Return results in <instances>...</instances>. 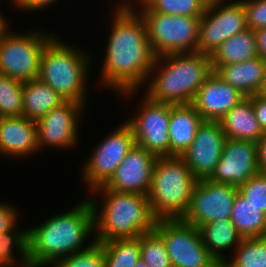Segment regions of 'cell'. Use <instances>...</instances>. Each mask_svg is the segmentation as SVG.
Segmentation results:
<instances>
[{"label":"cell","mask_w":266,"mask_h":267,"mask_svg":"<svg viewBox=\"0 0 266 267\" xmlns=\"http://www.w3.org/2000/svg\"><path fill=\"white\" fill-rule=\"evenodd\" d=\"M114 10L100 82L127 98L147 82L156 56L146 23L136 8Z\"/></svg>","instance_id":"6da1fadb"},{"label":"cell","mask_w":266,"mask_h":267,"mask_svg":"<svg viewBox=\"0 0 266 267\" xmlns=\"http://www.w3.org/2000/svg\"><path fill=\"white\" fill-rule=\"evenodd\" d=\"M94 232V213L89 198L69 211L53 215L38 227L27 229L30 267H47L58 259L89 248L85 244Z\"/></svg>","instance_id":"7a4b0ae2"},{"label":"cell","mask_w":266,"mask_h":267,"mask_svg":"<svg viewBox=\"0 0 266 267\" xmlns=\"http://www.w3.org/2000/svg\"><path fill=\"white\" fill-rule=\"evenodd\" d=\"M92 192L103 197L101 208L94 197H89L94 213L95 242L138 238L155 230L158 218L147 195L109 190L104 186Z\"/></svg>","instance_id":"3957f363"},{"label":"cell","mask_w":266,"mask_h":267,"mask_svg":"<svg viewBox=\"0 0 266 267\" xmlns=\"http://www.w3.org/2000/svg\"><path fill=\"white\" fill-rule=\"evenodd\" d=\"M212 72L210 55L205 53L156 57L148 75L150 82L144 88L145 94L155 101L171 105L189 104Z\"/></svg>","instance_id":"277c9868"},{"label":"cell","mask_w":266,"mask_h":267,"mask_svg":"<svg viewBox=\"0 0 266 267\" xmlns=\"http://www.w3.org/2000/svg\"><path fill=\"white\" fill-rule=\"evenodd\" d=\"M64 42L55 36L46 45L40 59L38 78L55 90L64 101L86 106L90 58L84 50Z\"/></svg>","instance_id":"5b68a950"},{"label":"cell","mask_w":266,"mask_h":267,"mask_svg":"<svg viewBox=\"0 0 266 267\" xmlns=\"http://www.w3.org/2000/svg\"><path fill=\"white\" fill-rule=\"evenodd\" d=\"M198 180L181 156L158 157L148 193L158 219H182L187 213Z\"/></svg>","instance_id":"8992f818"},{"label":"cell","mask_w":266,"mask_h":267,"mask_svg":"<svg viewBox=\"0 0 266 267\" xmlns=\"http://www.w3.org/2000/svg\"><path fill=\"white\" fill-rule=\"evenodd\" d=\"M138 8L156 57L197 52L201 17L158 13L151 11L144 3Z\"/></svg>","instance_id":"52a82bcc"},{"label":"cell","mask_w":266,"mask_h":267,"mask_svg":"<svg viewBox=\"0 0 266 267\" xmlns=\"http://www.w3.org/2000/svg\"><path fill=\"white\" fill-rule=\"evenodd\" d=\"M54 37L38 30H10L0 39V73L23 82L37 79L43 50Z\"/></svg>","instance_id":"ba28073f"},{"label":"cell","mask_w":266,"mask_h":267,"mask_svg":"<svg viewBox=\"0 0 266 267\" xmlns=\"http://www.w3.org/2000/svg\"><path fill=\"white\" fill-rule=\"evenodd\" d=\"M209 0L201 16L197 52L211 55L226 39L246 30V12L239 0Z\"/></svg>","instance_id":"9c48e42d"},{"label":"cell","mask_w":266,"mask_h":267,"mask_svg":"<svg viewBox=\"0 0 266 267\" xmlns=\"http://www.w3.org/2000/svg\"><path fill=\"white\" fill-rule=\"evenodd\" d=\"M135 144L132 129L126 122L101 139L82 168V177L88 184L89 191L104 186L109 181Z\"/></svg>","instance_id":"30bf717a"},{"label":"cell","mask_w":266,"mask_h":267,"mask_svg":"<svg viewBox=\"0 0 266 267\" xmlns=\"http://www.w3.org/2000/svg\"><path fill=\"white\" fill-rule=\"evenodd\" d=\"M155 231L166 245L172 267H203L214 260L199 229L182 219H158Z\"/></svg>","instance_id":"8fae6325"},{"label":"cell","mask_w":266,"mask_h":267,"mask_svg":"<svg viewBox=\"0 0 266 267\" xmlns=\"http://www.w3.org/2000/svg\"><path fill=\"white\" fill-rule=\"evenodd\" d=\"M143 96L138 112L125 122L132 129L136 145L156 157L170 156L171 104L155 101L146 94Z\"/></svg>","instance_id":"7c38bea8"},{"label":"cell","mask_w":266,"mask_h":267,"mask_svg":"<svg viewBox=\"0 0 266 267\" xmlns=\"http://www.w3.org/2000/svg\"><path fill=\"white\" fill-rule=\"evenodd\" d=\"M239 189L231 184L198 180L187 213L182 220L197 228L203 224L231 217L233 202Z\"/></svg>","instance_id":"4fadbf2b"},{"label":"cell","mask_w":266,"mask_h":267,"mask_svg":"<svg viewBox=\"0 0 266 267\" xmlns=\"http://www.w3.org/2000/svg\"><path fill=\"white\" fill-rule=\"evenodd\" d=\"M227 137L219 121L204 120L181 156L197 180L208 179L220 161Z\"/></svg>","instance_id":"5bb4252c"},{"label":"cell","mask_w":266,"mask_h":267,"mask_svg":"<svg viewBox=\"0 0 266 267\" xmlns=\"http://www.w3.org/2000/svg\"><path fill=\"white\" fill-rule=\"evenodd\" d=\"M258 172L256 142L227 138L220 161L208 180L239 187Z\"/></svg>","instance_id":"9a60e30c"},{"label":"cell","mask_w":266,"mask_h":267,"mask_svg":"<svg viewBox=\"0 0 266 267\" xmlns=\"http://www.w3.org/2000/svg\"><path fill=\"white\" fill-rule=\"evenodd\" d=\"M86 106L74 101H65L37 121L39 150L43 146L72 148L78 141V121ZM81 113V114H80Z\"/></svg>","instance_id":"2e32d148"},{"label":"cell","mask_w":266,"mask_h":267,"mask_svg":"<svg viewBox=\"0 0 266 267\" xmlns=\"http://www.w3.org/2000/svg\"><path fill=\"white\" fill-rule=\"evenodd\" d=\"M157 158L135 144L104 187L109 190L148 195Z\"/></svg>","instance_id":"e0dca14e"},{"label":"cell","mask_w":266,"mask_h":267,"mask_svg":"<svg viewBox=\"0 0 266 267\" xmlns=\"http://www.w3.org/2000/svg\"><path fill=\"white\" fill-rule=\"evenodd\" d=\"M245 98L213 71L198 89L191 104L203 120L219 121Z\"/></svg>","instance_id":"ac0fdd59"},{"label":"cell","mask_w":266,"mask_h":267,"mask_svg":"<svg viewBox=\"0 0 266 267\" xmlns=\"http://www.w3.org/2000/svg\"><path fill=\"white\" fill-rule=\"evenodd\" d=\"M39 151L37 123L26 117H0V154L28 157Z\"/></svg>","instance_id":"d6986e66"},{"label":"cell","mask_w":266,"mask_h":267,"mask_svg":"<svg viewBox=\"0 0 266 267\" xmlns=\"http://www.w3.org/2000/svg\"><path fill=\"white\" fill-rule=\"evenodd\" d=\"M213 71L230 86L249 97L259 93L266 79V60L257 56L241 63L217 66Z\"/></svg>","instance_id":"ffe728a7"},{"label":"cell","mask_w":266,"mask_h":267,"mask_svg":"<svg viewBox=\"0 0 266 267\" xmlns=\"http://www.w3.org/2000/svg\"><path fill=\"white\" fill-rule=\"evenodd\" d=\"M203 121L191 103L171 105L168 127L170 156H182L184 154L193 142Z\"/></svg>","instance_id":"44dd1931"},{"label":"cell","mask_w":266,"mask_h":267,"mask_svg":"<svg viewBox=\"0 0 266 267\" xmlns=\"http://www.w3.org/2000/svg\"><path fill=\"white\" fill-rule=\"evenodd\" d=\"M219 122L227 138L257 143L265 134L248 97L227 112Z\"/></svg>","instance_id":"7402d4cb"},{"label":"cell","mask_w":266,"mask_h":267,"mask_svg":"<svg viewBox=\"0 0 266 267\" xmlns=\"http://www.w3.org/2000/svg\"><path fill=\"white\" fill-rule=\"evenodd\" d=\"M202 241L214 259L227 261L224 251L235 248L244 239L230 218L213 221L198 227Z\"/></svg>","instance_id":"603a6c76"},{"label":"cell","mask_w":266,"mask_h":267,"mask_svg":"<svg viewBox=\"0 0 266 267\" xmlns=\"http://www.w3.org/2000/svg\"><path fill=\"white\" fill-rule=\"evenodd\" d=\"M64 102L55 90L39 78L23 84V116L29 120L39 121Z\"/></svg>","instance_id":"cb8c5ba5"},{"label":"cell","mask_w":266,"mask_h":267,"mask_svg":"<svg viewBox=\"0 0 266 267\" xmlns=\"http://www.w3.org/2000/svg\"><path fill=\"white\" fill-rule=\"evenodd\" d=\"M258 56L254 31L246 30L226 39L210 55L212 70L217 66L241 63Z\"/></svg>","instance_id":"d4e9b609"},{"label":"cell","mask_w":266,"mask_h":267,"mask_svg":"<svg viewBox=\"0 0 266 267\" xmlns=\"http://www.w3.org/2000/svg\"><path fill=\"white\" fill-rule=\"evenodd\" d=\"M230 219L243 238L266 236V214L239 192L233 202Z\"/></svg>","instance_id":"484cf974"},{"label":"cell","mask_w":266,"mask_h":267,"mask_svg":"<svg viewBox=\"0 0 266 267\" xmlns=\"http://www.w3.org/2000/svg\"><path fill=\"white\" fill-rule=\"evenodd\" d=\"M100 243L103 245L106 267H135L140 260V236Z\"/></svg>","instance_id":"4316f807"},{"label":"cell","mask_w":266,"mask_h":267,"mask_svg":"<svg viewBox=\"0 0 266 267\" xmlns=\"http://www.w3.org/2000/svg\"><path fill=\"white\" fill-rule=\"evenodd\" d=\"M13 229L0 234V267H14L16 262L22 267H30L28 259L27 229ZM17 250L20 260L14 256ZM21 255V256H20ZM18 260V261H17ZM20 261V262H19Z\"/></svg>","instance_id":"83f0119b"},{"label":"cell","mask_w":266,"mask_h":267,"mask_svg":"<svg viewBox=\"0 0 266 267\" xmlns=\"http://www.w3.org/2000/svg\"><path fill=\"white\" fill-rule=\"evenodd\" d=\"M227 267H266V236L244 238Z\"/></svg>","instance_id":"f1b7e54d"},{"label":"cell","mask_w":266,"mask_h":267,"mask_svg":"<svg viewBox=\"0 0 266 267\" xmlns=\"http://www.w3.org/2000/svg\"><path fill=\"white\" fill-rule=\"evenodd\" d=\"M23 84L0 73V117L23 115Z\"/></svg>","instance_id":"f546056e"},{"label":"cell","mask_w":266,"mask_h":267,"mask_svg":"<svg viewBox=\"0 0 266 267\" xmlns=\"http://www.w3.org/2000/svg\"><path fill=\"white\" fill-rule=\"evenodd\" d=\"M209 0H146L144 4L154 12L201 17L206 10Z\"/></svg>","instance_id":"4dcf8cb0"},{"label":"cell","mask_w":266,"mask_h":267,"mask_svg":"<svg viewBox=\"0 0 266 267\" xmlns=\"http://www.w3.org/2000/svg\"><path fill=\"white\" fill-rule=\"evenodd\" d=\"M140 258L148 267H172L166 245L155 230L140 235Z\"/></svg>","instance_id":"1f68e13d"},{"label":"cell","mask_w":266,"mask_h":267,"mask_svg":"<svg viewBox=\"0 0 266 267\" xmlns=\"http://www.w3.org/2000/svg\"><path fill=\"white\" fill-rule=\"evenodd\" d=\"M49 267H106L103 245L94 242L86 250L58 259Z\"/></svg>","instance_id":"d6a6232c"},{"label":"cell","mask_w":266,"mask_h":267,"mask_svg":"<svg viewBox=\"0 0 266 267\" xmlns=\"http://www.w3.org/2000/svg\"><path fill=\"white\" fill-rule=\"evenodd\" d=\"M239 193L249 203L261 209L266 214V173L258 172L238 187Z\"/></svg>","instance_id":"836d02e7"},{"label":"cell","mask_w":266,"mask_h":267,"mask_svg":"<svg viewBox=\"0 0 266 267\" xmlns=\"http://www.w3.org/2000/svg\"><path fill=\"white\" fill-rule=\"evenodd\" d=\"M246 12L247 27L253 31L266 28V0H240Z\"/></svg>","instance_id":"e575fe53"},{"label":"cell","mask_w":266,"mask_h":267,"mask_svg":"<svg viewBox=\"0 0 266 267\" xmlns=\"http://www.w3.org/2000/svg\"><path fill=\"white\" fill-rule=\"evenodd\" d=\"M15 208L10 203H0V234L18 227L16 224L19 212Z\"/></svg>","instance_id":"d590c367"},{"label":"cell","mask_w":266,"mask_h":267,"mask_svg":"<svg viewBox=\"0 0 266 267\" xmlns=\"http://www.w3.org/2000/svg\"><path fill=\"white\" fill-rule=\"evenodd\" d=\"M248 98L252 101V106L261 129L266 133V97L255 94Z\"/></svg>","instance_id":"8d00e7d4"},{"label":"cell","mask_w":266,"mask_h":267,"mask_svg":"<svg viewBox=\"0 0 266 267\" xmlns=\"http://www.w3.org/2000/svg\"><path fill=\"white\" fill-rule=\"evenodd\" d=\"M57 0H12L15 8L23 9L22 11H38L40 9L48 8L50 5H54Z\"/></svg>","instance_id":"74e56055"},{"label":"cell","mask_w":266,"mask_h":267,"mask_svg":"<svg viewBox=\"0 0 266 267\" xmlns=\"http://www.w3.org/2000/svg\"><path fill=\"white\" fill-rule=\"evenodd\" d=\"M256 144L259 172L266 173V133Z\"/></svg>","instance_id":"f35d334b"},{"label":"cell","mask_w":266,"mask_h":267,"mask_svg":"<svg viewBox=\"0 0 266 267\" xmlns=\"http://www.w3.org/2000/svg\"><path fill=\"white\" fill-rule=\"evenodd\" d=\"M256 37L258 56L266 60V28L254 31Z\"/></svg>","instance_id":"ab89813d"},{"label":"cell","mask_w":266,"mask_h":267,"mask_svg":"<svg viewBox=\"0 0 266 267\" xmlns=\"http://www.w3.org/2000/svg\"><path fill=\"white\" fill-rule=\"evenodd\" d=\"M134 1H136V2H134ZM146 0H121V1H119L120 2V4L118 3L117 4V7L116 8H130V9H132V8H136V5H141V4H143L144 2H145ZM134 2V3H133ZM136 3V4H135ZM135 4V5H134Z\"/></svg>","instance_id":"60d3db41"},{"label":"cell","mask_w":266,"mask_h":267,"mask_svg":"<svg viewBox=\"0 0 266 267\" xmlns=\"http://www.w3.org/2000/svg\"><path fill=\"white\" fill-rule=\"evenodd\" d=\"M8 28L9 25L7 24V20L0 14V39H2L10 31Z\"/></svg>","instance_id":"b9f144b4"},{"label":"cell","mask_w":266,"mask_h":267,"mask_svg":"<svg viewBox=\"0 0 266 267\" xmlns=\"http://www.w3.org/2000/svg\"><path fill=\"white\" fill-rule=\"evenodd\" d=\"M203 267H227V261L214 259L211 263Z\"/></svg>","instance_id":"7bdbcfd3"},{"label":"cell","mask_w":266,"mask_h":267,"mask_svg":"<svg viewBox=\"0 0 266 267\" xmlns=\"http://www.w3.org/2000/svg\"><path fill=\"white\" fill-rule=\"evenodd\" d=\"M258 94L266 97V79L264 80L263 85Z\"/></svg>","instance_id":"ee69618b"},{"label":"cell","mask_w":266,"mask_h":267,"mask_svg":"<svg viewBox=\"0 0 266 267\" xmlns=\"http://www.w3.org/2000/svg\"><path fill=\"white\" fill-rule=\"evenodd\" d=\"M135 267H148L147 264L140 258Z\"/></svg>","instance_id":"f6af8a7d"}]
</instances>
